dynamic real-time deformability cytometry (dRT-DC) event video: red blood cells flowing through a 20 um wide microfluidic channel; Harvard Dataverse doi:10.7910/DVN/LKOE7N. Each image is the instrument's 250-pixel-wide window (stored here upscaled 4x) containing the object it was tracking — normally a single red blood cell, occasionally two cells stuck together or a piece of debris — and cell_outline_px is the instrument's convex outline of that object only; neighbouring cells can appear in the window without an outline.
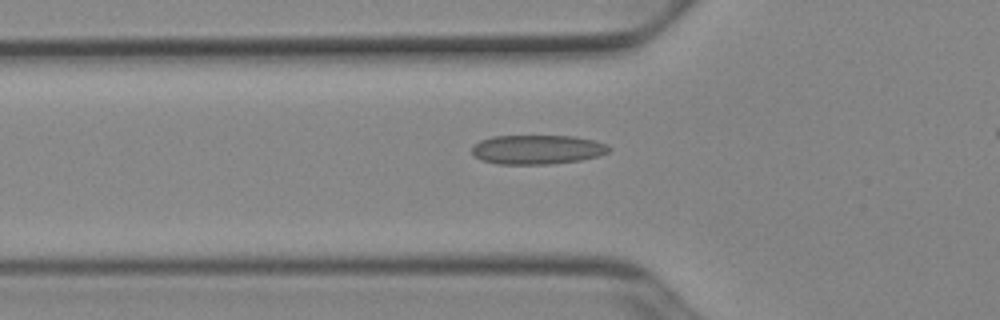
{"species": "Egyptian fruit bat (a non-hibernating species)", "species_latin": "Rousettus aegyptiacus", "temperature_condition": "cold", "stored_images_in_passage": 46, "camera_frame_rate_fps": 3000, "um_per_image_px": 0.085, "animal": {"sex": "female"}, "frame": {"image": 1, "passage_image": 18, "time_ms": 5.667, "image_size_px": [1000, 320], "cell_outline_px": [[612, 148], [608, 152], [596, 156], [580, 160], [548, 164], [500, 164], [480, 160], [472, 152], [472, 144], [480, 140], [492, 136], [576, 136], [608, 144]], "centroid_in_image_um": [45.65, 12.7], "position_along_channel_um": 80.2, "area_um2": 23.41}}
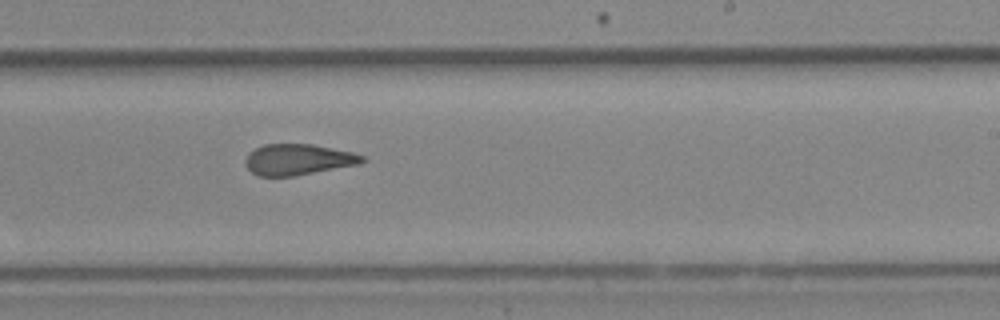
{"frame": {"image": 2, "passage_image": 32, "time_ms": 10.333, "image_size_px": [1000, 320], "cell_outline_px": [[368, 160], [360, 164], [292, 176], [260, 176], [252, 172], [244, 164], [244, 160], [248, 152], [264, 144], [312, 144], [352, 152], [364, 156]], "centroid_in_image_um": [25.33, 13.55], "position_along_channel_um": 263.7, "area_um2": 21.1}}
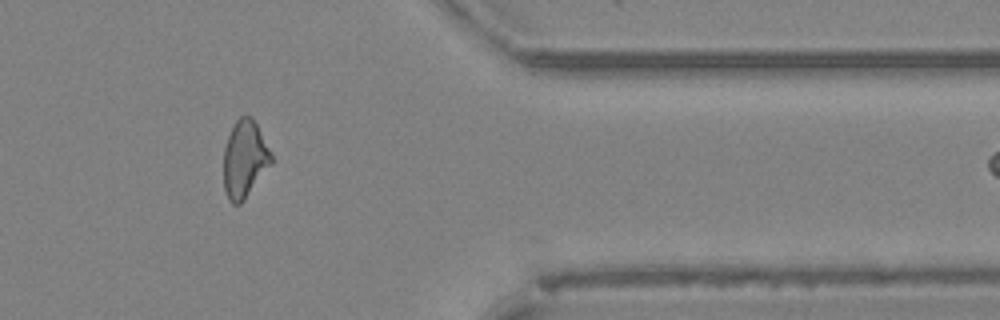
{"frame": {"image": 3, "passage_image": 43, "time_ms": 14.0, "image_size_px": [1000, 320], "cell_outline_px": [[272, 164], [244, 200], [240, 204], [232, 204], [228, 200], [224, 188], [224, 148], [228, 136], [236, 120], [240, 116], [252, 116], [272, 156]], "centroid_in_image_um": [20.78, 13.55], "position_along_channel_um": 390.6, "area_um2": 21.27}}